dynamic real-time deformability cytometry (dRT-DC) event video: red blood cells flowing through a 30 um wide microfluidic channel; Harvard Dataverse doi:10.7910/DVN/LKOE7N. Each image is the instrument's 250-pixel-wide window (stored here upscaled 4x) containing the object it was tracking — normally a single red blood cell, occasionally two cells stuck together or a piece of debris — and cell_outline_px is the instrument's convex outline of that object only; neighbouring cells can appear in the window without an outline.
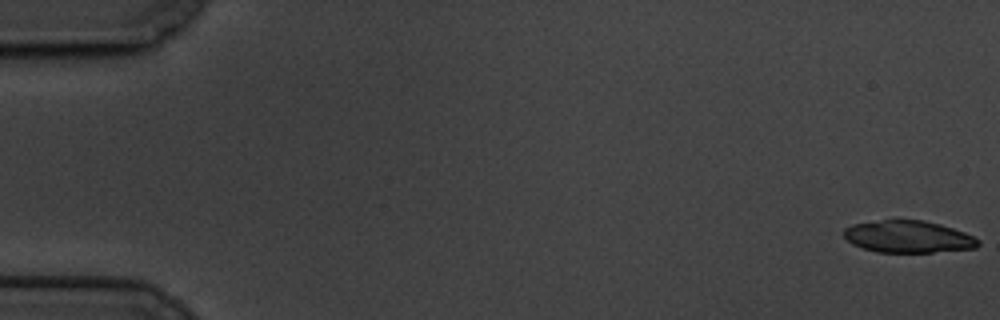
{"species": "common noctule bat (a hibernating species)", "species_latin": "Nyctalus noctula", "temperature_condition": "cold", "stored_images_in_passage": 59, "camera_frame_rate_fps": 3000, "um_per_image_px": 0.085, "animal": {"sex": "male", "body_mass_g": 19.5, "forearm_length_mm": 54.6}, "frame": {"image": 1, "passage_image": 1, "time_ms": 0.0, "image_size_px": [1000, 320], "cell_outline_px": [[980, 244], [976, 248], [932, 252], [876, 252], [852, 244], [844, 236], [844, 228], [852, 224], [896, 216], [924, 220], [940, 224], [964, 232], [980, 240]], "centroid_in_image_um": [77.16, 20.07], "position_along_channel_um": 7.8, "area_um2": 25.84}}
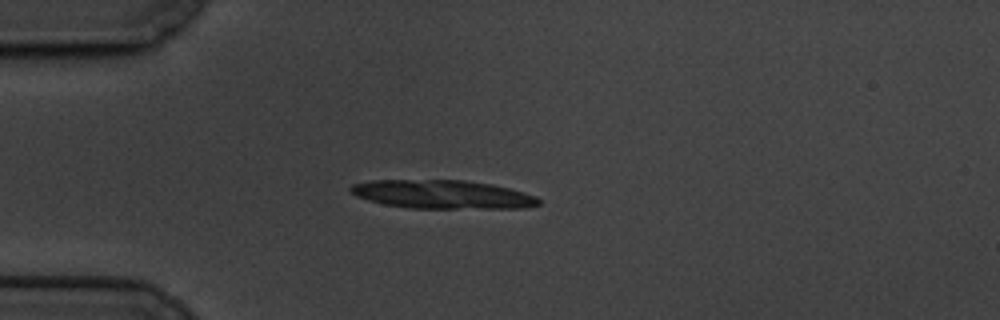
{"frame": {"image": 2, "passage_image": 16, "time_ms": 5.0, "image_size_px": [1000, 320], "cell_outline_px": [[540, 204], [524, 208], [412, 208], [384, 204], [368, 200], [356, 196], [348, 188], [352, 184], [372, 180], [464, 180], [492, 184], [524, 192], [536, 196], [540, 200]], "centroid_in_image_um": [37.61, 16.52], "position_along_channel_um": 47.4, "area_um2": 31.27}}
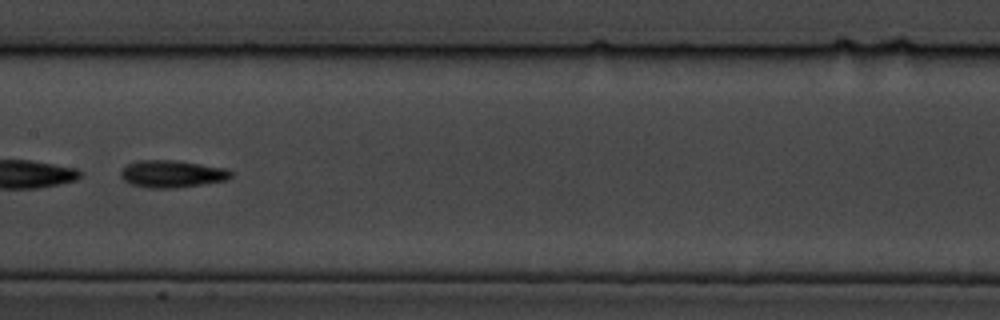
{"frame": {"image": 3, "passage_image": 31, "time_ms": 10.0, "image_size_px": [1000, 320], "cell_outline_px": [[232, 176], [228, 180], [172, 188], [148, 188], [132, 184], [124, 180], [120, 176], [120, 172], [128, 164], [140, 160], [176, 160], [228, 168], [232, 172]], "centroid_in_image_um": [14.65, 14.77], "position_along_channel_um": 192.8, "area_um2": 17.46}, "authors_computed_cell_mechanics": {"area_um2": 25.8366, "velocity_mm_per_s": 3.3741, "shape_relaxation_time_tau1_ms": 4.9711, "shape_relaxation_time_tau2_ms": null, "deformation_change_tau1": 0.1245, "deformation_change_tau2": null}}